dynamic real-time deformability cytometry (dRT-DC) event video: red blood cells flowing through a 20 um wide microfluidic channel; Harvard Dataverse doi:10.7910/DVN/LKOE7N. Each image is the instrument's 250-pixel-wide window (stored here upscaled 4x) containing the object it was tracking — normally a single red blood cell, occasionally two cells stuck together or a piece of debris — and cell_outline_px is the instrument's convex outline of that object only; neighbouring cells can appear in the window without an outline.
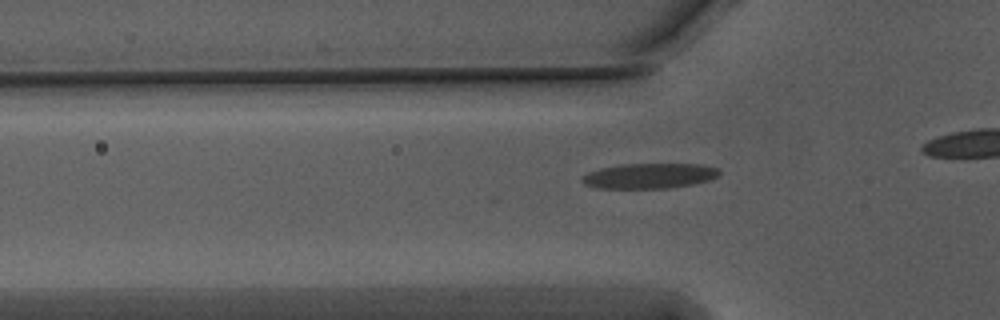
{"species": "Egyptian fruit bat (a non-hibernating species)", "species_latin": "Rousettus aegyptiacus", "temperature_condition": "warm", "stored_images_in_passage": 39, "camera_frame_rate_fps": 3000, "um_per_image_px": 0.085, "animal": {"sex": "male"}, "frame": {"image": 1, "passage_image": 14, "time_ms": 4.333, "image_size_px": [1000, 320], "cell_outline_px": [[720, 172], [716, 176], [708, 180], [692, 184], [668, 188], [596, 188], [584, 184], [580, 180], [588, 172], [600, 168], [620, 164], [704, 164], [720, 168]], "centroid_in_image_um": [55.19, 14.94], "position_along_channel_um": 70.6, "area_um2": 20.17}}
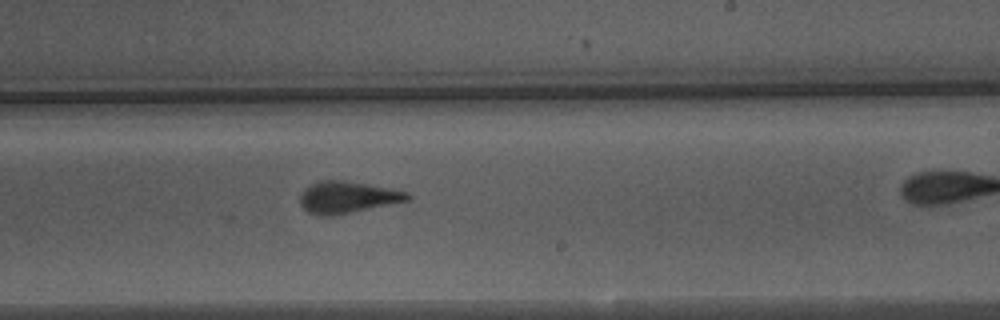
{"frame": {"image": 2, "passage_image": 29, "time_ms": 9.333, "image_size_px": [1000, 320], "cell_outline_px": [[412, 200], [332, 216], [320, 216], [308, 212], [300, 204], [300, 196], [308, 184], [320, 180], [344, 180], [392, 188], [408, 192], [412, 196]], "centroid_in_image_um": [29.56, 16.76], "position_along_channel_um": 259.4, "area_um2": 20.17}}
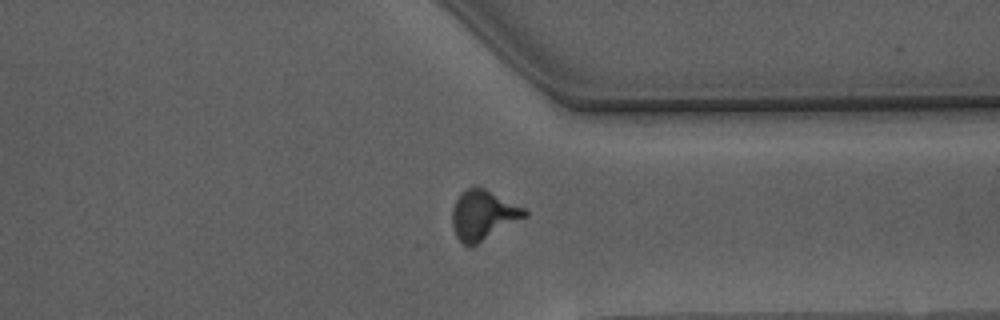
{"frame": {"image": 3, "passage_image": 38, "time_ms": 12.333, "image_size_px": [1000, 320], "cell_outline_px": [[528, 216], [472, 248], [468, 248], [456, 236], [452, 228], [452, 208], [460, 192], [468, 188], [484, 188], [524, 208], [528, 212]], "centroid_in_image_um": [41.05, 18.33], "position_along_channel_um": 370.3, "area_um2": 21.15}}